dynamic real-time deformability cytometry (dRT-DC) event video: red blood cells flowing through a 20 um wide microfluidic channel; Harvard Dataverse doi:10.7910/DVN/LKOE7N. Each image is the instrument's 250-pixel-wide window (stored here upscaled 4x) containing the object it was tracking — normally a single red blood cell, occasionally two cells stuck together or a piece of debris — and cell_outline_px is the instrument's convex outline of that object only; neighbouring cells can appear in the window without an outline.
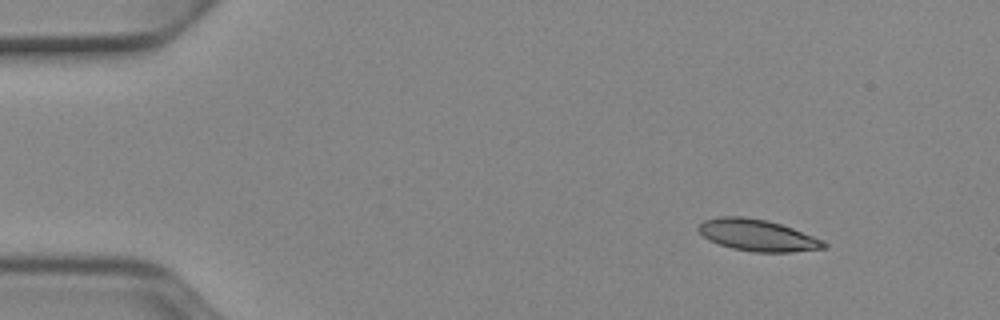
{"species": "Egyptian fruit bat (a non-hibernating species)", "species_latin": "Rousettus aegyptiacus", "temperature_condition": "cold", "stored_images_in_passage": 46, "camera_frame_rate_fps": 3000, "um_per_image_px": 0.085, "animal": {"sex": "female"}, "frame": {"image": 1, "passage_image": 1, "time_ms": 0.0, "image_size_px": [1000, 320], "cell_outline_px": [[828, 248], [792, 252], [752, 252], [732, 248], [708, 240], [696, 228], [704, 220], [720, 216], [744, 216], [768, 220], [792, 228], [824, 240], [828, 244]], "centroid_in_image_um": [64.41, 20.0], "position_along_channel_um": 20.6, "area_um2": 23.24}}
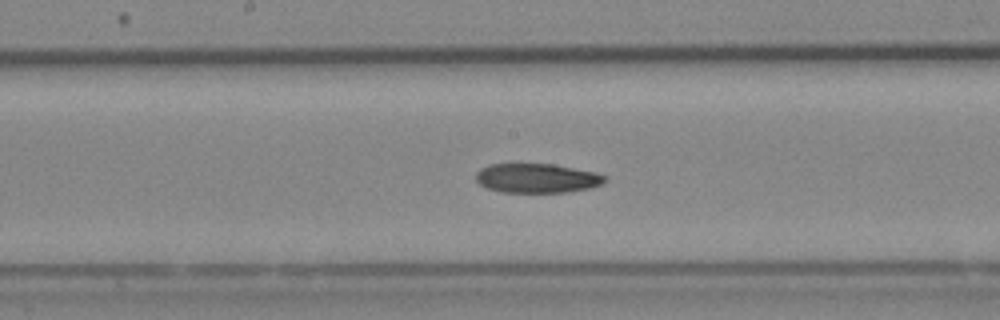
{"frame": {"image": 2, "passage_image": 22, "time_ms": 7.0, "image_size_px": [1000, 320], "cell_outline_px": [[608, 180], [604, 184], [592, 188], [568, 192], [500, 192], [488, 188], [480, 184], [476, 180], [476, 172], [480, 168], [488, 164], [552, 164], [596, 172], [608, 176]], "centroid_in_image_um": [45.69, 15.15], "position_along_channel_um": 202.5, "area_um2": 22.31}}
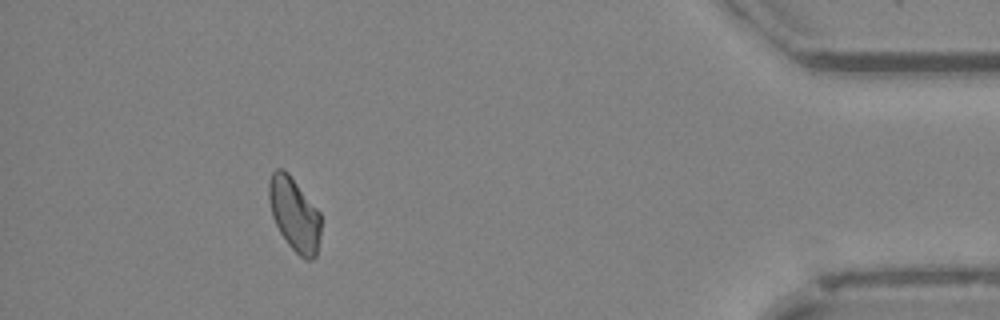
{"frame": {"image": 3, "passage_image": 42, "time_ms": 13.667, "image_size_px": [1000, 320], "cell_outline_px": [[320, 236], [316, 256], [312, 260], [304, 260], [288, 244], [280, 232], [272, 216], [268, 200], [268, 180], [272, 172], [276, 168], [284, 168], [288, 172], [320, 212]], "centroid_in_image_um": [25.01, 18.19], "position_along_channel_um": 410.2, "area_um2": 22.43}, "authors_computed_cell_mechanics": {"area_um2": 22.9755, "velocity_mm_per_s": 3.914, "shape_relaxation_time_tau1_ms": 9.3162, "shape_relaxation_time_tau2_ms": null, "deformation_change_tau1": 0.153, "deformation_change_tau2": null}}